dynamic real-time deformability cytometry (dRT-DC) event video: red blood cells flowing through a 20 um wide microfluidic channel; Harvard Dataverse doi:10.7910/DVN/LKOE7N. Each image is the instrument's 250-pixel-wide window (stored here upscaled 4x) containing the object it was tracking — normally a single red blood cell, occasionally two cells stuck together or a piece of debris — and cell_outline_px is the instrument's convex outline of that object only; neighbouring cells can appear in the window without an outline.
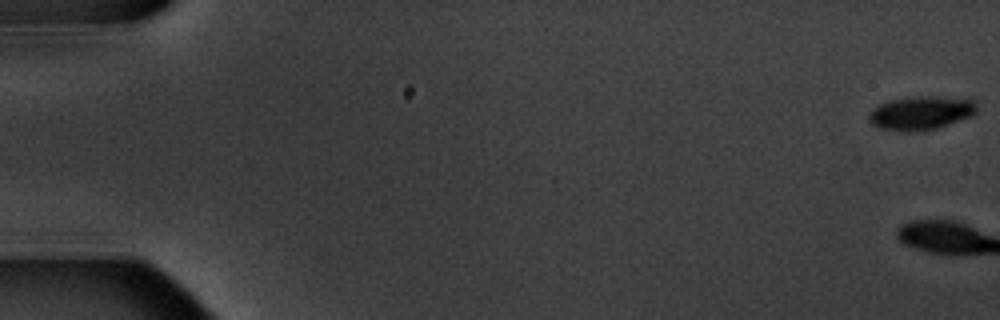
{"species": "common noctule bat (a hibernating species)", "species_latin": "Nyctalus noctula", "temperature_condition": "warm", "stored_images_in_passage": 5, "camera_frame_rate_fps": 3000, "um_per_image_px": 0.085, "animal": {"sex": "male", "body_mass_g": 20.1, "forearm_length_mm": 53.5}, "frame": {"image": 1, "passage_image": 1, "time_ms": 0.0, "image_size_px": [1000, 320], "cell_outline_px": [[976, 112], [972, 116], [936, 128], [916, 132], [904, 132], [876, 128], [868, 120], [868, 112], [876, 104], [888, 100], [912, 96], [936, 96], [972, 100], [976, 104]], "centroid_in_image_um": [78.18, 9.6], "position_along_channel_um": 6.8, "area_um2": 21.56}}